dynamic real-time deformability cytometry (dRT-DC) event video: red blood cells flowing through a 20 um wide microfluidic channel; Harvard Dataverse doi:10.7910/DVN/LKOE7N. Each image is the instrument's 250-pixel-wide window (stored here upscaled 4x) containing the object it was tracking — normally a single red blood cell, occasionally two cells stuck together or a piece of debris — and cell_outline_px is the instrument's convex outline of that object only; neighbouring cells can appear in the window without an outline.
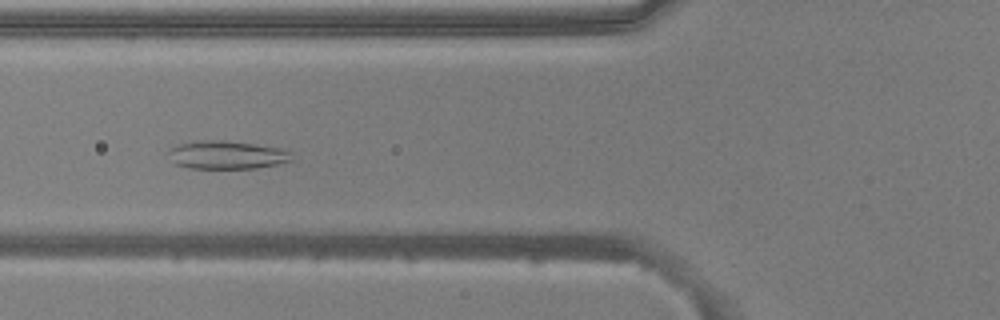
{"species": "common noctule bat (a hibernating species)", "species_latin": "Nyctalus noctula", "temperature_condition": "warm", "stored_images_in_passage": 52, "camera_frame_rate_fps": 3000, "um_per_image_px": 0.085, "animal": {"sex": "male", "body_mass_g": 20.5, "forearm_length_mm": 52.5}, "frame": {"image": 1, "passage_image": 20, "time_ms": 6.333, "image_size_px": [1000, 320], "cell_outline_px": [[292, 160], [276, 164], [256, 168], [188, 168], [176, 164], [168, 152], [168, 148], [180, 144], [204, 140], [224, 140], [288, 148]], "centroid_in_image_um": [19.32, 13.15], "position_along_channel_um": 106.5, "area_um2": 20.23}}
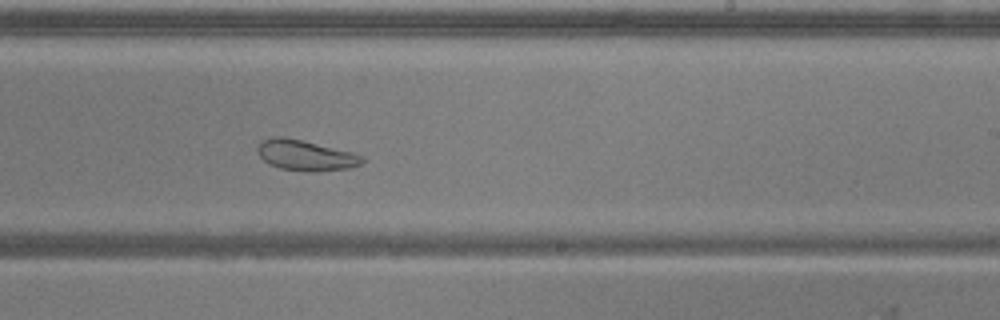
{"frame": {"image": 2, "passage_image": 32, "time_ms": 10.333, "image_size_px": [1000, 320], "cell_outline_px": [[364, 160], [360, 164], [348, 168], [316, 172], [312, 172], [280, 168], [268, 164], [256, 152], [256, 144], [260, 140], [272, 136], [284, 136], [352, 152], [364, 156]], "centroid_in_image_um": [25.91, 13.19], "position_along_channel_um": 263.1, "area_um2": 18.79}}
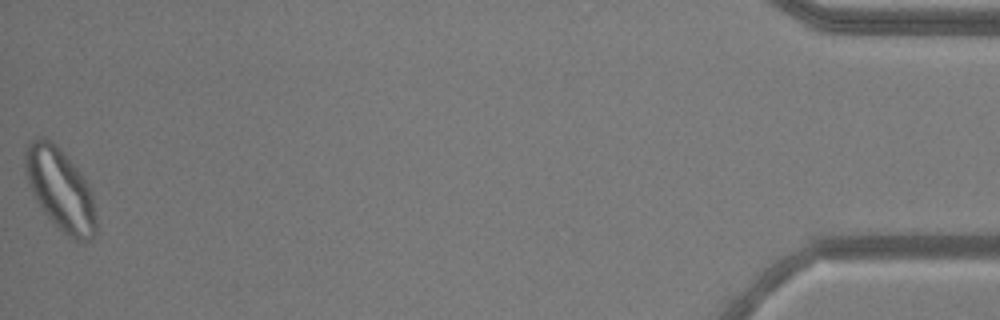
{"frame": {"image": 3, "passage_image": 52, "time_ms": 17.0, "image_size_px": [1000, 320], "cell_outline_px": [[96, 232], [92, 240], [84, 244], [76, 240], [64, 232], [44, 212], [36, 200], [24, 172], [24, 152], [28, 144], [32, 140], [40, 136], [44, 136], [52, 140], [60, 148], [76, 168], [88, 184], [92, 192], [96, 220]], "centroid_in_image_um": [5.12, 16.08], "position_along_channel_um": 430.1, "area_um2": 33.87}, "authors_computed_cell_mechanics": {"area_um2": 27.8307, "velocity_mm_per_s": 3.9119, "shape_relaxation_time_tau1_ms": null, "shape_relaxation_time_tau2_ms": 1.057, "deformation_change_tau1": null, "deformation_change_tau2": 0.0799}}